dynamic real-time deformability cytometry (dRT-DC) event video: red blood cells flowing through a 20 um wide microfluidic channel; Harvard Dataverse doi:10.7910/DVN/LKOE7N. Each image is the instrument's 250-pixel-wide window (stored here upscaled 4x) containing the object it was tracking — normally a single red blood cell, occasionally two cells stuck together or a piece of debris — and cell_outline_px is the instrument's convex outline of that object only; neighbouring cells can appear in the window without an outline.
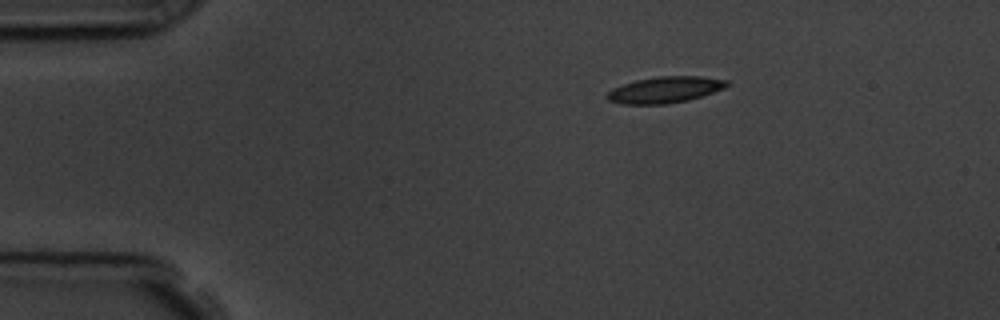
{"species": "common noctule bat (a hibernating species)", "species_latin": "Nyctalus noctula", "temperature_condition": "room temperature", "stored_images_in_passage": 8, "camera_frame_rate_fps": 3000, "um_per_image_px": 0.085, "animal": {"sex": "male", "body_mass_g": 19.5, "forearm_length_mm": 54.6}, "frame": {"image": 1, "passage_image": 1, "time_ms": 0.0, "image_size_px": [1000, 320], "cell_outline_px": [[728, 84], [724, 88], [688, 100], [664, 104], [620, 104], [608, 100], [604, 96], [612, 88], [636, 80], [656, 76], [700, 76], [728, 80]], "centroid_in_image_um": [56.47, 7.63], "position_along_channel_um": 28.5, "area_um2": 18.26}}